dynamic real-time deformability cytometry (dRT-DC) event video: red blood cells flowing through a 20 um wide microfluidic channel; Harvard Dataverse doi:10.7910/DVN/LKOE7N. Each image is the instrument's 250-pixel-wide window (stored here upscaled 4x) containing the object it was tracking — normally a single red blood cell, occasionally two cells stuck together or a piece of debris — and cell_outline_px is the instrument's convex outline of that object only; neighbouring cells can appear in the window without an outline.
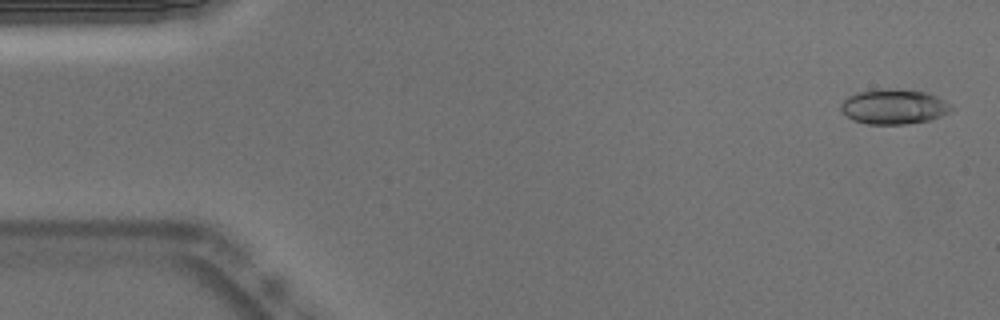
{"species": "Egyptian fruit bat (a non-hibernating species)", "species_latin": "Rousettus aegyptiacus", "temperature_condition": "warm", "stored_images_in_passage": 52, "camera_frame_rate_fps": 3000, "um_per_image_px": 0.085, "animal": {"sex": "male"}, "frame": {"image": 1, "passage_image": 2, "time_ms": 0.333, "image_size_px": [1000, 320], "cell_outline_px": [[952, 108], [948, 112], [932, 120], [904, 124], [868, 124], [852, 120], [840, 112], [840, 104], [848, 96], [856, 92], [876, 88], [896, 88], [924, 92], [936, 96], [944, 100]], "centroid_in_image_um": [75.9, 9.06], "position_along_channel_um": 9.1, "area_um2": 22.72}}
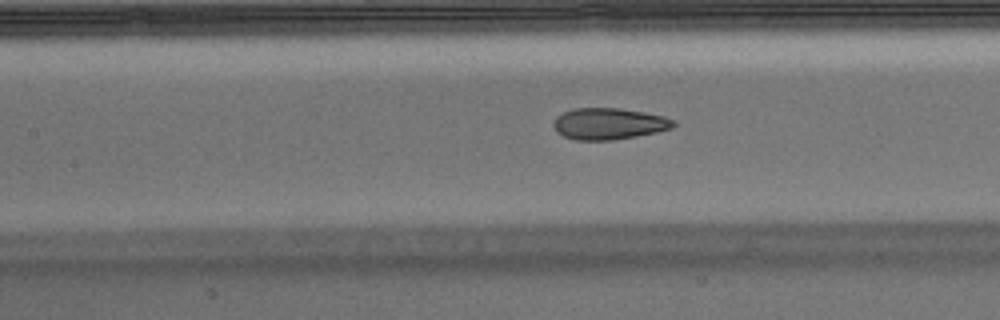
{"frame": {"image": 2, "passage_image": 23, "time_ms": 7.333, "image_size_px": [1000, 320], "cell_outline_px": [[676, 124], [672, 128], [656, 132], [636, 136], [612, 140], [576, 140], [564, 136], [556, 132], [552, 124], [556, 116], [572, 108], [620, 108], [644, 112], [664, 116], [676, 120]], "centroid_in_image_um": [51.75, 10.51], "position_along_channel_um": 155.7, "area_um2": 22.14}}
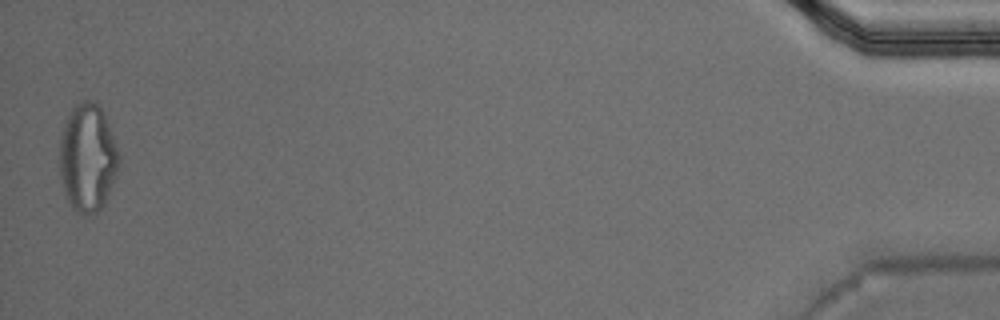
{"frame": {"image": 3, "passage_image": 52, "time_ms": 17.0, "image_size_px": [1000, 320], "cell_outline_px": [[120, 160], [116, 176], [104, 204], [96, 212], [88, 216], [84, 216], [76, 212], [72, 208], [68, 200], [60, 176], [60, 140], [64, 124], [72, 108], [76, 104], [84, 100], [92, 100], [100, 108], [104, 116], [120, 156]], "centroid_in_image_um": [7.44, 13.45], "position_along_channel_um": 427.8, "area_um2": 36.93}, "authors_computed_cell_mechanics": {"area_um2": 22.3686, "velocity_mm_per_s": 3.8094, "shape_relaxation_time_tau1_ms": null, "shape_relaxation_time_tau2_ms": 1.3806, "deformation_change_tau1": null, "deformation_change_tau2": 0.0695}}